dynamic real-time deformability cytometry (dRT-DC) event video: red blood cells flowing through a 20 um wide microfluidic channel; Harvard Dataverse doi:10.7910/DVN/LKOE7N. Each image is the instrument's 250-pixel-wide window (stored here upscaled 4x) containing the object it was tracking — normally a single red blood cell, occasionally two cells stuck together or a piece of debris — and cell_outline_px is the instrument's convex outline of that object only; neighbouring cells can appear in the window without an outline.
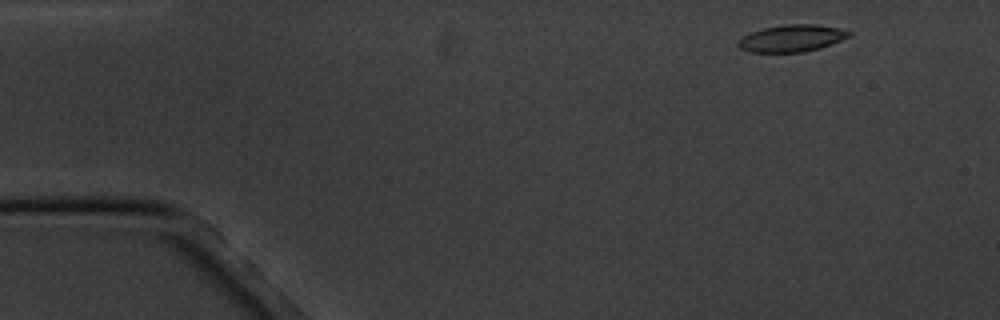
{"species": "common noctule bat (a hibernating species)", "species_latin": "Nyctalus noctula", "temperature_condition": "cold", "stored_images_in_passage": 3, "camera_frame_rate_fps": 3000, "um_per_image_px": 0.085, "animal": {"sex": "male", "body_mass_g": 20.1, "forearm_length_mm": 53.5}, "frame": {"image": 1, "passage_image": 1, "time_ms": 0.0, "image_size_px": [1000, 320], "cell_outline_px": [[852, 36], [820, 48], [804, 52], [748, 52], [740, 48], [736, 44], [744, 36], [752, 32], [764, 28], [784, 24], [816, 24], [836, 28], [852, 32]], "centroid_in_image_um": [67.31, 3.26], "position_along_channel_um": 17.7, "area_um2": 17.34}}
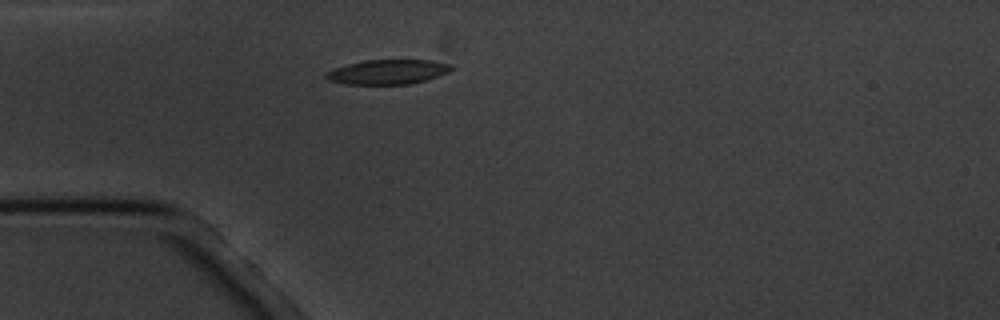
{"frame": {"image": 2, "passage_image": 3, "time_ms": 3.333, "image_size_px": [1000, 320], "cell_outline_px": [[452, 68], [448, 72], [412, 84], [344, 84], [328, 80], [324, 76], [324, 72], [348, 64], [364, 60], [432, 60], [448, 64]], "centroid_in_image_um": [32.9, 6.11], "position_along_channel_um": 52.1, "area_um2": 17.8}}